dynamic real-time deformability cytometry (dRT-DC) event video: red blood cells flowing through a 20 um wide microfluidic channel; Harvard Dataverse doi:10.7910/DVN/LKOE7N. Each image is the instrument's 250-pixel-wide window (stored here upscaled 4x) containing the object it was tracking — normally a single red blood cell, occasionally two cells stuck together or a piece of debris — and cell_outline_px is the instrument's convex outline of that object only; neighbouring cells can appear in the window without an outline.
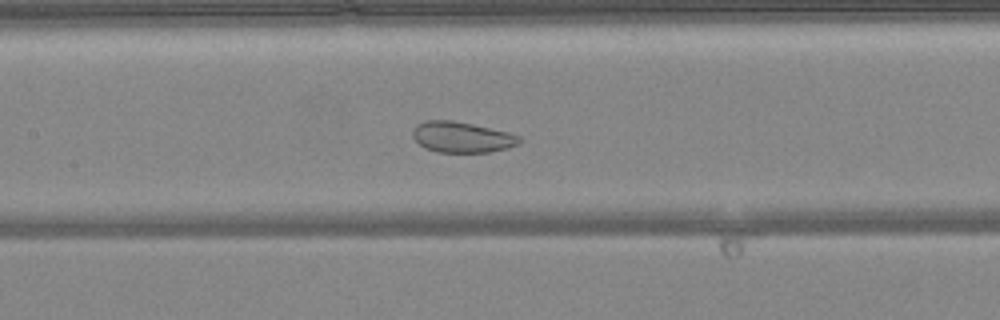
{"species": "common noctule bat (a hibernating species)", "species_latin": "Nyctalus noctula", "temperature_condition": "warm", "stored_images_in_passage": 22, "camera_frame_rate_fps": 3000, "um_per_image_px": 0.085, "animal": {"sex": "female", "body_mass_g": 24.6, "forearm_length_mm": 56.2}, "frame": {"image": 1, "passage_image": 15, "time_ms": 4.667, "image_size_px": [1000, 320], "cell_outline_px": [[520, 144], [508, 148], [488, 152], [436, 152], [424, 148], [412, 136], [412, 132], [416, 124], [424, 120], [452, 120], [472, 124], [508, 132], [520, 136]], "centroid_in_image_um": [39.24, 11.65], "position_along_channel_um": 168.2, "area_um2": 19.19}}